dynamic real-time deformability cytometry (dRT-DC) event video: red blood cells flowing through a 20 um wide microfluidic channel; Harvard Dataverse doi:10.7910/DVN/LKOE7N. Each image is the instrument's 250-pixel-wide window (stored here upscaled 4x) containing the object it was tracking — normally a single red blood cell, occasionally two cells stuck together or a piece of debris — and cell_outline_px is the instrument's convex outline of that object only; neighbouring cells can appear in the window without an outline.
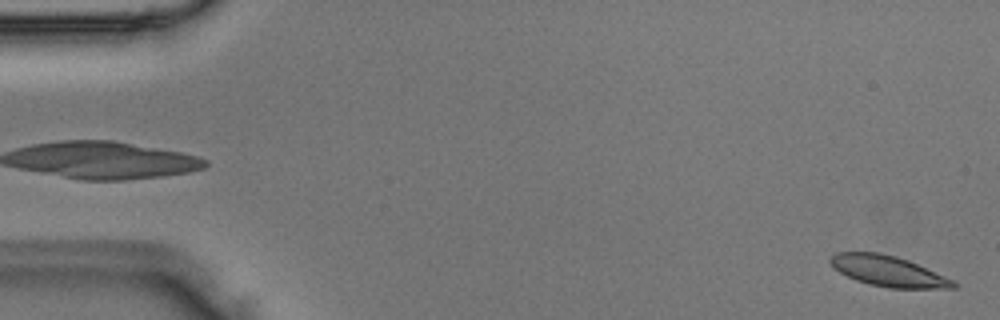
{"species": "Egyptian fruit bat (a non-hibernating species)", "species_latin": "Rousettus aegyptiacus", "temperature_condition": "room temperature", "stored_images_in_passage": 50, "camera_frame_rate_fps": 3000, "um_per_image_px": 0.085, "animal": {"sex": "male"}, "frame": {"image": 1, "passage_image": 2, "time_ms": 0.333, "image_size_px": [1000, 320], "cell_outline_px": [[960, 284], [956, 288], [888, 288], [856, 280], [840, 272], [828, 260], [836, 252], [880, 252], [896, 256], [908, 260], [944, 276]], "centroid_in_image_um": [75.51, 23.04], "position_along_channel_um": 9.5, "area_um2": 21.68}}
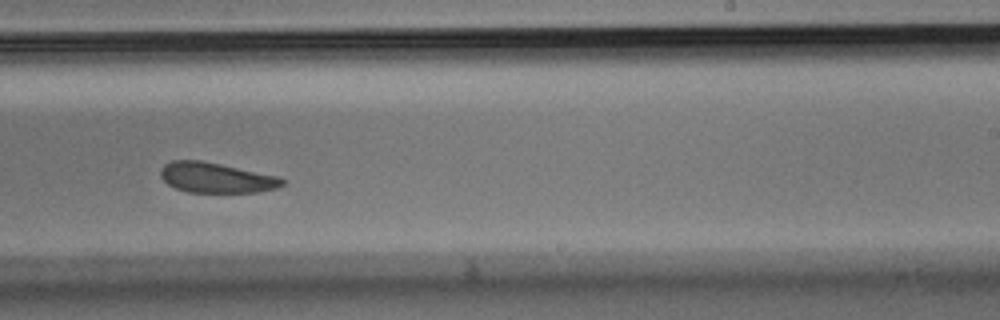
{"frame": {"image": 2, "passage_image": 31, "time_ms": 10.0, "image_size_px": [1000, 320], "cell_outline_px": [[284, 184], [276, 188], [260, 192], [188, 192], [176, 188], [168, 184], [160, 176], [160, 168], [164, 164], [172, 160], [200, 160], [220, 164], [276, 176], [284, 180]], "centroid_in_image_um": [18.33, 15.1], "position_along_channel_um": 270.7, "area_um2": 21.21}}
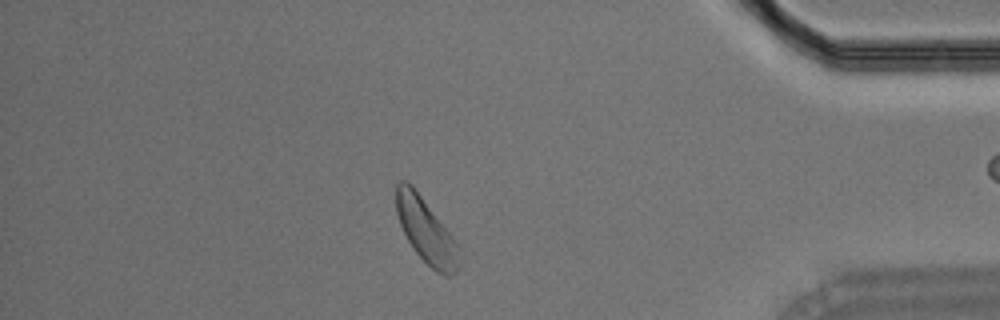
{"frame": {"image": 3, "passage_image": 43, "time_ms": 14.0, "image_size_px": [1000, 320], "cell_outline_px": [[460, 264], [456, 272], [448, 276], [444, 276], [436, 272], [416, 252], [408, 240], [400, 224], [396, 212], [396, 184], [400, 180], [408, 180], [412, 184], [452, 236], [456, 244]], "centroid_in_image_um": [36.18, 19.59], "position_along_channel_um": 399.0, "area_um2": 23.29}}